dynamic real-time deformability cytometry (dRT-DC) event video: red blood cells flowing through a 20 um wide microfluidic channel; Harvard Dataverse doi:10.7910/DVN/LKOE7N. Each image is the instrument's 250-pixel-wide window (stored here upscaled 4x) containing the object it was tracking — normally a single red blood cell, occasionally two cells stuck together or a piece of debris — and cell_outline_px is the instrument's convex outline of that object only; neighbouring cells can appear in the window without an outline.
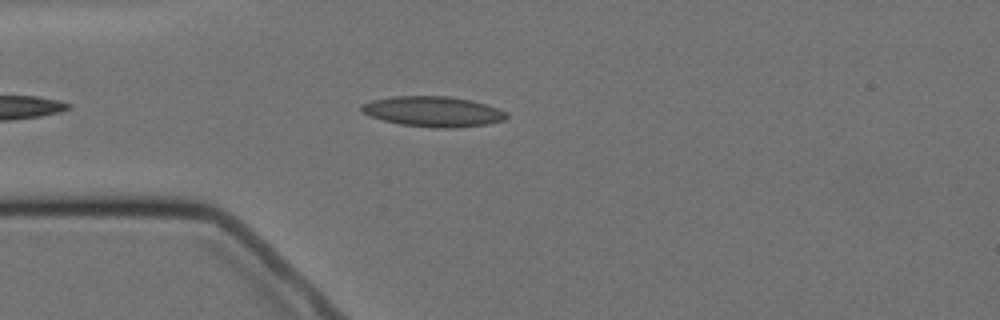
{"species": "Egyptian fruit bat (a non-hibernating species)", "species_latin": "Rousettus aegyptiacus", "temperature_condition": "cold", "stored_images_in_passage": 4, "camera_frame_rate_fps": 3000, "um_per_image_px": 0.085, "animal": {"sex": "female"}, "frame": {"image": 1, "passage_image": 4, "time_ms": 3.333, "image_size_px": [1000, 320], "cell_outline_px": [[508, 116], [504, 120], [488, 124], [456, 128], [432, 128], [400, 124], [384, 120], [372, 116], [364, 112], [360, 108], [360, 104], [372, 100], [392, 96], [448, 96], [472, 100], [508, 112]], "centroid_in_image_um": [36.83, 9.48], "position_along_channel_um": 48.2, "area_um2": 25.66}}